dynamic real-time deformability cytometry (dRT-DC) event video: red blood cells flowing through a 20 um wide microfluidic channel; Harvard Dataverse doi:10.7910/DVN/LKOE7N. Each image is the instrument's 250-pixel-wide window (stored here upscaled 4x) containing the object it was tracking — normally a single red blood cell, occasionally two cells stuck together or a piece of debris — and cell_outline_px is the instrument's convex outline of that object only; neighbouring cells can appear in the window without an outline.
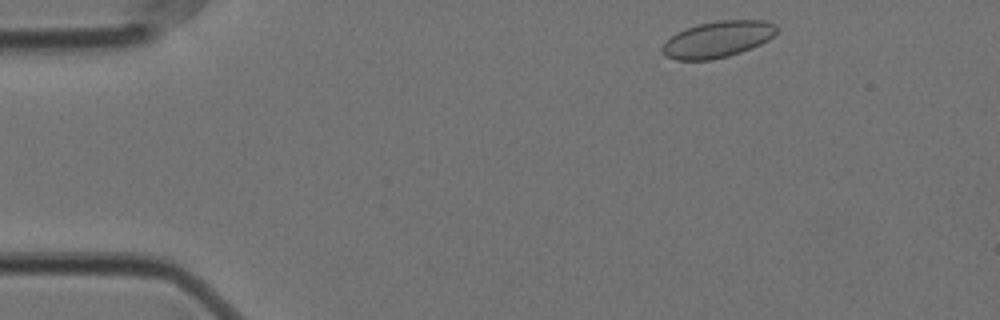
{"species": "Egyptian fruit bat (a non-hibernating species)", "species_latin": "Rousettus aegyptiacus", "temperature_condition": "cold", "stored_images_in_passage": 24, "camera_frame_rate_fps": 3000, "um_per_image_px": 0.085, "animal": {"sex": "female"}, "frame": {"image": 1, "passage_image": 2, "time_ms": 0.333, "image_size_px": [1000, 320], "cell_outline_px": [[776, 32], [768, 40], [752, 48], [728, 56], [712, 60], [676, 60], [664, 56], [664, 44], [676, 32], [684, 28], [696, 24], [720, 20], [764, 20], [776, 24]], "centroid_in_image_um": [61.01, 3.34], "position_along_channel_um": 24.0, "area_um2": 24.16}}
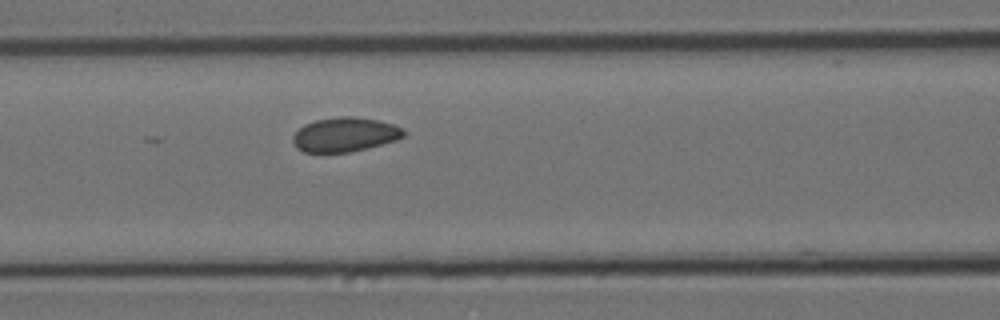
{"frame": {"image": 2, "passage_image": 18, "time_ms": 5.667, "image_size_px": [1000, 320], "cell_outline_px": [[404, 136], [396, 140], [368, 148], [348, 152], [304, 152], [296, 148], [292, 140], [292, 136], [304, 124], [316, 120], [340, 116], [352, 116], [376, 120], [392, 124], [404, 128]], "centroid_in_image_um": [29.3, 11.44], "position_along_channel_um": 137.3, "area_um2": 22.08}}
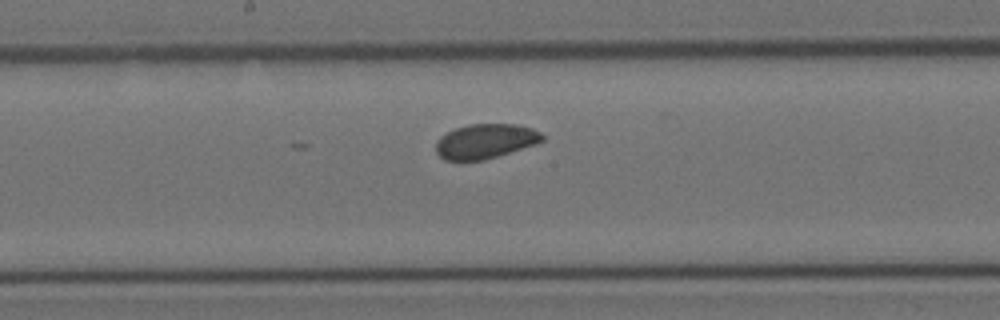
{"frame": {"image": 3, "passage_image": 24, "time_ms": 7.667, "image_size_px": [1000, 320], "cell_outline_px": [[544, 140], [536, 144], [484, 160], [444, 160], [436, 152], [436, 140], [440, 136], [456, 128], [468, 124], [516, 124], [532, 128], [540, 132], [544, 136]], "centroid_in_image_um": [41.25, 12.0], "position_along_channel_um": 206.9, "area_um2": 21.44}}